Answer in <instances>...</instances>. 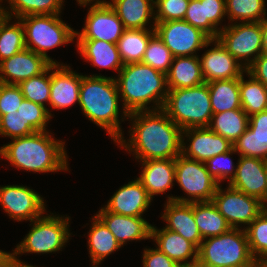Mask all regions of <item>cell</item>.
Instances as JSON below:
<instances>
[{"instance_id":"cell-1","label":"cell","mask_w":267,"mask_h":267,"mask_svg":"<svg viewBox=\"0 0 267 267\" xmlns=\"http://www.w3.org/2000/svg\"><path fill=\"white\" fill-rule=\"evenodd\" d=\"M133 123L130 138L117 142L136 160L176 159L181 154L182 129L162 110L136 111L128 114Z\"/></svg>"},{"instance_id":"cell-2","label":"cell","mask_w":267,"mask_h":267,"mask_svg":"<svg viewBox=\"0 0 267 267\" xmlns=\"http://www.w3.org/2000/svg\"><path fill=\"white\" fill-rule=\"evenodd\" d=\"M0 148V156L17 169L37 173L68 171L65 142L56 140L49 131L11 139Z\"/></svg>"},{"instance_id":"cell-3","label":"cell","mask_w":267,"mask_h":267,"mask_svg":"<svg viewBox=\"0 0 267 267\" xmlns=\"http://www.w3.org/2000/svg\"><path fill=\"white\" fill-rule=\"evenodd\" d=\"M115 81L123 112L162 109L168 94L166 74L141 62L129 63L123 66ZM151 103L152 109L148 106Z\"/></svg>"},{"instance_id":"cell-4","label":"cell","mask_w":267,"mask_h":267,"mask_svg":"<svg viewBox=\"0 0 267 267\" xmlns=\"http://www.w3.org/2000/svg\"><path fill=\"white\" fill-rule=\"evenodd\" d=\"M119 102L115 78L97 74L82 76L79 105L88 120L103 128L114 142L123 137L120 121L128 117L123 112L119 120Z\"/></svg>"},{"instance_id":"cell-5","label":"cell","mask_w":267,"mask_h":267,"mask_svg":"<svg viewBox=\"0 0 267 267\" xmlns=\"http://www.w3.org/2000/svg\"><path fill=\"white\" fill-rule=\"evenodd\" d=\"M162 110L182 130L209 127L213 112L207 83L168 90Z\"/></svg>"},{"instance_id":"cell-6","label":"cell","mask_w":267,"mask_h":267,"mask_svg":"<svg viewBox=\"0 0 267 267\" xmlns=\"http://www.w3.org/2000/svg\"><path fill=\"white\" fill-rule=\"evenodd\" d=\"M57 15H27L19 18L24 27L25 47L45 57L52 64H60L51 59L47 52L54 47L74 42L76 31Z\"/></svg>"},{"instance_id":"cell-7","label":"cell","mask_w":267,"mask_h":267,"mask_svg":"<svg viewBox=\"0 0 267 267\" xmlns=\"http://www.w3.org/2000/svg\"><path fill=\"white\" fill-rule=\"evenodd\" d=\"M252 259L244 228H231L222 235L206 238L198 248L197 261L207 267L238 266Z\"/></svg>"},{"instance_id":"cell-8","label":"cell","mask_w":267,"mask_h":267,"mask_svg":"<svg viewBox=\"0 0 267 267\" xmlns=\"http://www.w3.org/2000/svg\"><path fill=\"white\" fill-rule=\"evenodd\" d=\"M70 217L44 214L31 221V230L23 241L16 245L13 253L20 255L23 253H52L62 251L69 240Z\"/></svg>"},{"instance_id":"cell-9","label":"cell","mask_w":267,"mask_h":267,"mask_svg":"<svg viewBox=\"0 0 267 267\" xmlns=\"http://www.w3.org/2000/svg\"><path fill=\"white\" fill-rule=\"evenodd\" d=\"M175 181L187 197L168 196V201L194 203L212 201L219 183L209 174L205 163L180 154L175 159Z\"/></svg>"},{"instance_id":"cell-10","label":"cell","mask_w":267,"mask_h":267,"mask_svg":"<svg viewBox=\"0 0 267 267\" xmlns=\"http://www.w3.org/2000/svg\"><path fill=\"white\" fill-rule=\"evenodd\" d=\"M216 39L245 69L265 52L262 22L220 25Z\"/></svg>"},{"instance_id":"cell-11","label":"cell","mask_w":267,"mask_h":267,"mask_svg":"<svg viewBox=\"0 0 267 267\" xmlns=\"http://www.w3.org/2000/svg\"><path fill=\"white\" fill-rule=\"evenodd\" d=\"M94 1H77L80 6H90L82 31L75 32L77 40H102L117 44L125 30L122 21L106 0Z\"/></svg>"},{"instance_id":"cell-12","label":"cell","mask_w":267,"mask_h":267,"mask_svg":"<svg viewBox=\"0 0 267 267\" xmlns=\"http://www.w3.org/2000/svg\"><path fill=\"white\" fill-rule=\"evenodd\" d=\"M155 23V33L173 57L197 56L199 49L213 45V40L184 19Z\"/></svg>"},{"instance_id":"cell-13","label":"cell","mask_w":267,"mask_h":267,"mask_svg":"<svg viewBox=\"0 0 267 267\" xmlns=\"http://www.w3.org/2000/svg\"><path fill=\"white\" fill-rule=\"evenodd\" d=\"M52 116L46 106L24 99L21 105L5 110V115L0 117V135L14 139L48 131L46 126Z\"/></svg>"},{"instance_id":"cell-14","label":"cell","mask_w":267,"mask_h":267,"mask_svg":"<svg viewBox=\"0 0 267 267\" xmlns=\"http://www.w3.org/2000/svg\"><path fill=\"white\" fill-rule=\"evenodd\" d=\"M221 186L219 184L212 202L231 228H242L241 224L244 227L249 225L263 211L262 202L258 198L249 196L229 184L225 190Z\"/></svg>"},{"instance_id":"cell-15","label":"cell","mask_w":267,"mask_h":267,"mask_svg":"<svg viewBox=\"0 0 267 267\" xmlns=\"http://www.w3.org/2000/svg\"><path fill=\"white\" fill-rule=\"evenodd\" d=\"M0 204L14 221L35 220L46 211L43 197L27 186L7 185L0 187Z\"/></svg>"},{"instance_id":"cell-16","label":"cell","mask_w":267,"mask_h":267,"mask_svg":"<svg viewBox=\"0 0 267 267\" xmlns=\"http://www.w3.org/2000/svg\"><path fill=\"white\" fill-rule=\"evenodd\" d=\"M186 137L189 144L184 142ZM181 154L189 159L207 162L210 158L229 152L233 144L209 127L182 130ZM187 145V146H186Z\"/></svg>"},{"instance_id":"cell-17","label":"cell","mask_w":267,"mask_h":267,"mask_svg":"<svg viewBox=\"0 0 267 267\" xmlns=\"http://www.w3.org/2000/svg\"><path fill=\"white\" fill-rule=\"evenodd\" d=\"M51 64L45 57L25 48L0 62V82L18 85L43 73Z\"/></svg>"},{"instance_id":"cell-18","label":"cell","mask_w":267,"mask_h":267,"mask_svg":"<svg viewBox=\"0 0 267 267\" xmlns=\"http://www.w3.org/2000/svg\"><path fill=\"white\" fill-rule=\"evenodd\" d=\"M236 164V176L228 184L262 202L267 192V161L256 157H239Z\"/></svg>"},{"instance_id":"cell-19","label":"cell","mask_w":267,"mask_h":267,"mask_svg":"<svg viewBox=\"0 0 267 267\" xmlns=\"http://www.w3.org/2000/svg\"><path fill=\"white\" fill-rule=\"evenodd\" d=\"M214 47L199 57L205 83L214 80L240 78L246 73L245 67L238 62L217 40Z\"/></svg>"},{"instance_id":"cell-20","label":"cell","mask_w":267,"mask_h":267,"mask_svg":"<svg viewBox=\"0 0 267 267\" xmlns=\"http://www.w3.org/2000/svg\"><path fill=\"white\" fill-rule=\"evenodd\" d=\"M82 74L75 73L66 64H51L49 105L54 109H67L79 104Z\"/></svg>"},{"instance_id":"cell-21","label":"cell","mask_w":267,"mask_h":267,"mask_svg":"<svg viewBox=\"0 0 267 267\" xmlns=\"http://www.w3.org/2000/svg\"><path fill=\"white\" fill-rule=\"evenodd\" d=\"M225 16V0H189L184 20L214 40L218 37V26Z\"/></svg>"},{"instance_id":"cell-22","label":"cell","mask_w":267,"mask_h":267,"mask_svg":"<svg viewBox=\"0 0 267 267\" xmlns=\"http://www.w3.org/2000/svg\"><path fill=\"white\" fill-rule=\"evenodd\" d=\"M96 216L106 225L121 246L128 241L151 239L152 226L143 217L124 216L102 207Z\"/></svg>"},{"instance_id":"cell-23","label":"cell","mask_w":267,"mask_h":267,"mask_svg":"<svg viewBox=\"0 0 267 267\" xmlns=\"http://www.w3.org/2000/svg\"><path fill=\"white\" fill-rule=\"evenodd\" d=\"M152 200L147 190L136 178V180L129 181L128 184L120 187L104 208L108 212L124 216L142 217Z\"/></svg>"},{"instance_id":"cell-24","label":"cell","mask_w":267,"mask_h":267,"mask_svg":"<svg viewBox=\"0 0 267 267\" xmlns=\"http://www.w3.org/2000/svg\"><path fill=\"white\" fill-rule=\"evenodd\" d=\"M233 149L240 157H256L267 161V110L249 117L248 128L235 141Z\"/></svg>"},{"instance_id":"cell-25","label":"cell","mask_w":267,"mask_h":267,"mask_svg":"<svg viewBox=\"0 0 267 267\" xmlns=\"http://www.w3.org/2000/svg\"><path fill=\"white\" fill-rule=\"evenodd\" d=\"M151 239L156 242V248L181 267H187L198 260V248L177 232L152 226Z\"/></svg>"},{"instance_id":"cell-26","label":"cell","mask_w":267,"mask_h":267,"mask_svg":"<svg viewBox=\"0 0 267 267\" xmlns=\"http://www.w3.org/2000/svg\"><path fill=\"white\" fill-rule=\"evenodd\" d=\"M166 203L164 212L161 214V218L167 223L164 228L177 232L199 248L203 238L194 219L193 203L168 200Z\"/></svg>"},{"instance_id":"cell-27","label":"cell","mask_w":267,"mask_h":267,"mask_svg":"<svg viewBox=\"0 0 267 267\" xmlns=\"http://www.w3.org/2000/svg\"><path fill=\"white\" fill-rule=\"evenodd\" d=\"M141 163L143 169L137 179L152 199L174 186L175 159L146 160Z\"/></svg>"},{"instance_id":"cell-28","label":"cell","mask_w":267,"mask_h":267,"mask_svg":"<svg viewBox=\"0 0 267 267\" xmlns=\"http://www.w3.org/2000/svg\"><path fill=\"white\" fill-rule=\"evenodd\" d=\"M107 3L118 15L125 29H148L146 25L148 26L149 20L155 22V0H112Z\"/></svg>"},{"instance_id":"cell-29","label":"cell","mask_w":267,"mask_h":267,"mask_svg":"<svg viewBox=\"0 0 267 267\" xmlns=\"http://www.w3.org/2000/svg\"><path fill=\"white\" fill-rule=\"evenodd\" d=\"M166 79L168 90L190 88L205 83L199 56L173 57Z\"/></svg>"},{"instance_id":"cell-30","label":"cell","mask_w":267,"mask_h":267,"mask_svg":"<svg viewBox=\"0 0 267 267\" xmlns=\"http://www.w3.org/2000/svg\"><path fill=\"white\" fill-rule=\"evenodd\" d=\"M80 56L98 68H110L120 72L124 64L121 61L117 44L102 40H78Z\"/></svg>"},{"instance_id":"cell-31","label":"cell","mask_w":267,"mask_h":267,"mask_svg":"<svg viewBox=\"0 0 267 267\" xmlns=\"http://www.w3.org/2000/svg\"><path fill=\"white\" fill-rule=\"evenodd\" d=\"M149 29H125L117 42V48L123 64L138 63L142 61L144 52L155 34V22Z\"/></svg>"},{"instance_id":"cell-32","label":"cell","mask_w":267,"mask_h":267,"mask_svg":"<svg viewBox=\"0 0 267 267\" xmlns=\"http://www.w3.org/2000/svg\"><path fill=\"white\" fill-rule=\"evenodd\" d=\"M193 213L203 240L222 235L231 229L227 220L212 201L194 202Z\"/></svg>"},{"instance_id":"cell-33","label":"cell","mask_w":267,"mask_h":267,"mask_svg":"<svg viewBox=\"0 0 267 267\" xmlns=\"http://www.w3.org/2000/svg\"><path fill=\"white\" fill-rule=\"evenodd\" d=\"M213 114L242 109L240 102V78L214 80L207 83Z\"/></svg>"},{"instance_id":"cell-34","label":"cell","mask_w":267,"mask_h":267,"mask_svg":"<svg viewBox=\"0 0 267 267\" xmlns=\"http://www.w3.org/2000/svg\"><path fill=\"white\" fill-rule=\"evenodd\" d=\"M92 221V226L88 232V250L92 263L101 264L106 257L122 246L96 215Z\"/></svg>"},{"instance_id":"cell-35","label":"cell","mask_w":267,"mask_h":267,"mask_svg":"<svg viewBox=\"0 0 267 267\" xmlns=\"http://www.w3.org/2000/svg\"><path fill=\"white\" fill-rule=\"evenodd\" d=\"M249 116L242 109H233L212 115L209 128L232 144L248 128Z\"/></svg>"},{"instance_id":"cell-36","label":"cell","mask_w":267,"mask_h":267,"mask_svg":"<svg viewBox=\"0 0 267 267\" xmlns=\"http://www.w3.org/2000/svg\"><path fill=\"white\" fill-rule=\"evenodd\" d=\"M249 80L240 77V102L242 110L250 117L267 110V87L248 74Z\"/></svg>"},{"instance_id":"cell-37","label":"cell","mask_w":267,"mask_h":267,"mask_svg":"<svg viewBox=\"0 0 267 267\" xmlns=\"http://www.w3.org/2000/svg\"><path fill=\"white\" fill-rule=\"evenodd\" d=\"M5 9L9 18L19 19L27 15H57L61 13L64 0H7Z\"/></svg>"},{"instance_id":"cell-38","label":"cell","mask_w":267,"mask_h":267,"mask_svg":"<svg viewBox=\"0 0 267 267\" xmlns=\"http://www.w3.org/2000/svg\"><path fill=\"white\" fill-rule=\"evenodd\" d=\"M226 16L229 21L238 23L262 22L267 17L265 0H225Z\"/></svg>"},{"instance_id":"cell-39","label":"cell","mask_w":267,"mask_h":267,"mask_svg":"<svg viewBox=\"0 0 267 267\" xmlns=\"http://www.w3.org/2000/svg\"><path fill=\"white\" fill-rule=\"evenodd\" d=\"M11 18L6 17L0 24V62L24 50V27L19 19L13 24Z\"/></svg>"},{"instance_id":"cell-40","label":"cell","mask_w":267,"mask_h":267,"mask_svg":"<svg viewBox=\"0 0 267 267\" xmlns=\"http://www.w3.org/2000/svg\"><path fill=\"white\" fill-rule=\"evenodd\" d=\"M24 99L45 106L50 99L51 65L41 74L18 84Z\"/></svg>"},{"instance_id":"cell-41","label":"cell","mask_w":267,"mask_h":267,"mask_svg":"<svg viewBox=\"0 0 267 267\" xmlns=\"http://www.w3.org/2000/svg\"><path fill=\"white\" fill-rule=\"evenodd\" d=\"M249 249L255 259L267 258V211H262L245 228Z\"/></svg>"},{"instance_id":"cell-42","label":"cell","mask_w":267,"mask_h":267,"mask_svg":"<svg viewBox=\"0 0 267 267\" xmlns=\"http://www.w3.org/2000/svg\"><path fill=\"white\" fill-rule=\"evenodd\" d=\"M173 61V55L155 33L147 45L141 63L167 74Z\"/></svg>"},{"instance_id":"cell-43","label":"cell","mask_w":267,"mask_h":267,"mask_svg":"<svg viewBox=\"0 0 267 267\" xmlns=\"http://www.w3.org/2000/svg\"><path fill=\"white\" fill-rule=\"evenodd\" d=\"M232 149L210 158L205 162V166L209 174L220 184L224 179H228L230 183L236 176L237 165L235 166L230 155L235 154Z\"/></svg>"},{"instance_id":"cell-44","label":"cell","mask_w":267,"mask_h":267,"mask_svg":"<svg viewBox=\"0 0 267 267\" xmlns=\"http://www.w3.org/2000/svg\"><path fill=\"white\" fill-rule=\"evenodd\" d=\"M189 0H155V22L183 20Z\"/></svg>"},{"instance_id":"cell-45","label":"cell","mask_w":267,"mask_h":267,"mask_svg":"<svg viewBox=\"0 0 267 267\" xmlns=\"http://www.w3.org/2000/svg\"><path fill=\"white\" fill-rule=\"evenodd\" d=\"M24 96L18 85L0 82V117L5 115V110H12L21 105Z\"/></svg>"},{"instance_id":"cell-46","label":"cell","mask_w":267,"mask_h":267,"mask_svg":"<svg viewBox=\"0 0 267 267\" xmlns=\"http://www.w3.org/2000/svg\"><path fill=\"white\" fill-rule=\"evenodd\" d=\"M142 258L143 267H181L158 248L144 249Z\"/></svg>"},{"instance_id":"cell-47","label":"cell","mask_w":267,"mask_h":267,"mask_svg":"<svg viewBox=\"0 0 267 267\" xmlns=\"http://www.w3.org/2000/svg\"><path fill=\"white\" fill-rule=\"evenodd\" d=\"M246 72L267 87V52H263L259 55L255 61L246 68Z\"/></svg>"},{"instance_id":"cell-48","label":"cell","mask_w":267,"mask_h":267,"mask_svg":"<svg viewBox=\"0 0 267 267\" xmlns=\"http://www.w3.org/2000/svg\"><path fill=\"white\" fill-rule=\"evenodd\" d=\"M0 267H36L33 265L25 264L23 261L18 259V256L13 252L0 263Z\"/></svg>"},{"instance_id":"cell-49","label":"cell","mask_w":267,"mask_h":267,"mask_svg":"<svg viewBox=\"0 0 267 267\" xmlns=\"http://www.w3.org/2000/svg\"><path fill=\"white\" fill-rule=\"evenodd\" d=\"M231 267H261V260L253 258L249 263Z\"/></svg>"},{"instance_id":"cell-50","label":"cell","mask_w":267,"mask_h":267,"mask_svg":"<svg viewBox=\"0 0 267 267\" xmlns=\"http://www.w3.org/2000/svg\"><path fill=\"white\" fill-rule=\"evenodd\" d=\"M262 29H263L265 52H267V18L264 21H262Z\"/></svg>"},{"instance_id":"cell-51","label":"cell","mask_w":267,"mask_h":267,"mask_svg":"<svg viewBox=\"0 0 267 267\" xmlns=\"http://www.w3.org/2000/svg\"><path fill=\"white\" fill-rule=\"evenodd\" d=\"M5 9H7V8L0 7V24L7 17Z\"/></svg>"},{"instance_id":"cell-52","label":"cell","mask_w":267,"mask_h":267,"mask_svg":"<svg viewBox=\"0 0 267 267\" xmlns=\"http://www.w3.org/2000/svg\"><path fill=\"white\" fill-rule=\"evenodd\" d=\"M11 253L0 250V263L5 260Z\"/></svg>"},{"instance_id":"cell-53","label":"cell","mask_w":267,"mask_h":267,"mask_svg":"<svg viewBox=\"0 0 267 267\" xmlns=\"http://www.w3.org/2000/svg\"><path fill=\"white\" fill-rule=\"evenodd\" d=\"M263 210L267 211V192L264 200L262 201Z\"/></svg>"},{"instance_id":"cell-54","label":"cell","mask_w":267,"mask_h":267,"mask_svg":"<svg viewBox=\"0 0 267 267\" xmlns=\"http://www.w3.org/2000/svg\"><path fill=\"white\" fill-rule=\"evenodd\" d=\"M187 267H207V266H204L202 264H200L198 261L195 262V263H192L191 265L187 266Z\"/></svg>"},{"instance_id":"cell-55","label":"cell","mask_w":267,"mask_h":267,"mask_svg":"<svg viewBox=\"0 0 267 267\" xmlns=\"http://www.w3.org/2000/svg\"><path fill=\"white\" fill-rule=\"evenodd\" d=\"M261 267H267V258L261 260Z\"/></svg>"},{"instance_id":"cell-56","label":"cell","mask_w":267,"mask_h":267,"mask_svg":"<svg viewBox=\"0 0 267 267\" xmlns=\"http://www.w3.org/2000/svg\"><path fill=\"white\" fill-rule=\"evenodd\" d=\"M92 267H98L99 263H92Z\"/></svg>"}]
</instances>
